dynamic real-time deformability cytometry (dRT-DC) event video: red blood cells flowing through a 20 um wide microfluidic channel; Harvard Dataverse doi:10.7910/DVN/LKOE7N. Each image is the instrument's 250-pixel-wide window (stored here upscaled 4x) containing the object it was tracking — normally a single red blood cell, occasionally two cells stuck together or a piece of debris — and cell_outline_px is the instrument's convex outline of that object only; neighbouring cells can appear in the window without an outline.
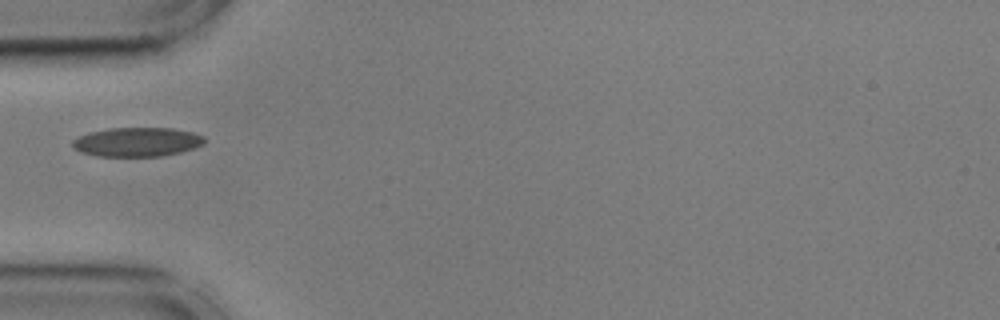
{"species": "common noctule bat (a hibernating species)", "species_latin": "Nyctalus noctula", "temperature_condition": "cold", "stored_images_in_passage": 39, "camera_frame_rate_fps": 3000, "um_per_image_px": 0.085, "animal": {"sex": "male", "body_mass_g": 17.9, "forearm_length_mm": 54.2}, "frame": {"image": 1, "passage_image": 1, "time_ms": 0.0, "image_size_px": [1000, 320], "cell_outline_px": [[204, 144], [180, 152], [160, 156], [96, 156], [80, 152], [72, 148], [72, 140], [88, 132], [108, 128], [172, 128], [192, 132], [204, 136]], "centroid_in_image_um": [11.61, 12.06], "position_along_channel_um": 73.4, "area_um2": 22.43}}
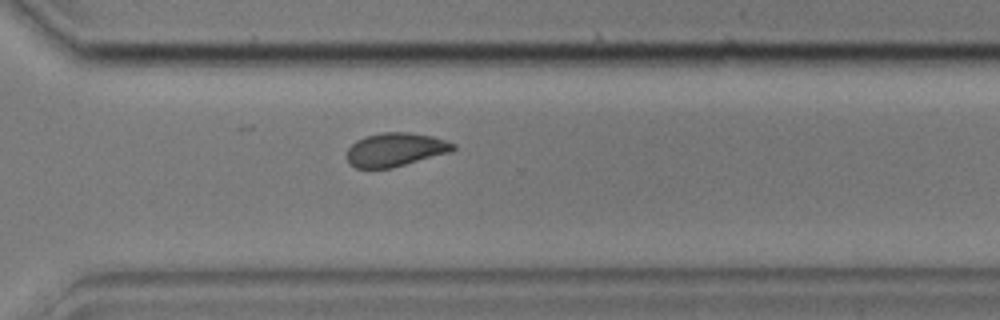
{"frame": {"image": 2, "passage_image": 23, "time_ms": 7.333, "image_size_px": [1000, 320], "cell_outline_px": [[456, 148], [452, 152], [392, 168], [356, 168], [348, 164], [348, 148], [356, 140], [364, 136], [384, 132], [408, 132], [432, 136], [456, 144]], "centroid_in_image_um": [33.62, 12.72], "position_along_channel_um": 337.0, "area_um2": 20.92}}
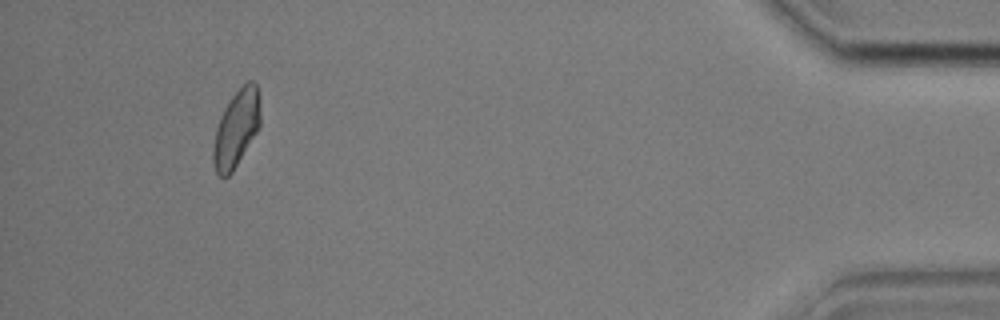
{"frame": {"image": 3, "passage_image": 35, "time_ms": 11.333, "image_size_px": [1000, 320], "cell_outline_px": [[260, 124], [256, 132], [232, 172], [228, 176], [220, 176], [216, 172], [212, 160], [212, 148], [216, 128], [220, 116], [224, 108], [232, 96], [248, 80], [252, 80], [256, 84], [260, 96]], "centroid_in_image_um": [20.08, 10.9], "position_along_channel_um": 415.1, "area_um2": 20.98}}